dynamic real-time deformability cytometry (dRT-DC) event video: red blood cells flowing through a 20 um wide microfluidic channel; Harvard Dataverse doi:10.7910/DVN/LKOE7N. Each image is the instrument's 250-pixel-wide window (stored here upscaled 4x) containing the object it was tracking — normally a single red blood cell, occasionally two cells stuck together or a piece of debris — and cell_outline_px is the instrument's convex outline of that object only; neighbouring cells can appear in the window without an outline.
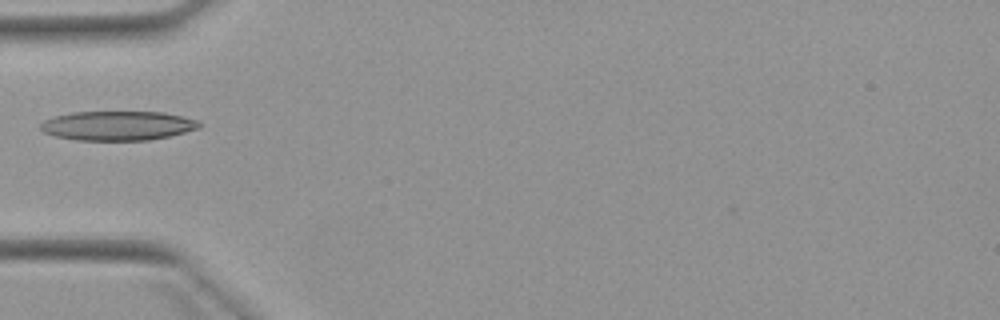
{"species": "Egyptian fruit bat (a non-hibernating species)", "species_latin": "Rousettus aegyptiacus", "temperature_condition": "warm", "stored_images_in_passage": 4, "camera_frame_rate_fps": 3000, "um_per_image_px": 0.085, "animal": {"sex": "female"}, "frame": {"image": 1, "passage_image": 4, "time_ms": 3.667, "image_size_px": [1000, 320], "cell_outline_px": [[204, 124], [200, 128], [168, 136], [148, 140], [76, 140], [56, 136], [44, 132], [40, 128], [40, 124], [44, 120], [56, 116], [72, 112], [164, 112], [184, 116], [200, 120]], "centroid_in_image_um": [10.06, 10.67], "position_along_channel_um": 74.9, "area_um2": 27.22}}